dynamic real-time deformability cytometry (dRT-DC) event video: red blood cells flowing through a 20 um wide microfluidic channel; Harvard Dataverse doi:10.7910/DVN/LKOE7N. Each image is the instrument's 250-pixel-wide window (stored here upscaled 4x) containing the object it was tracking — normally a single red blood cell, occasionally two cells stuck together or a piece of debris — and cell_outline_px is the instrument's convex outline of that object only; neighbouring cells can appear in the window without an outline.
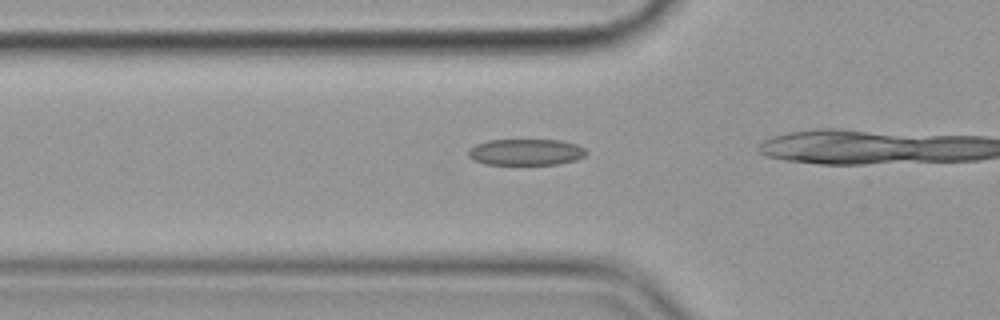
{"species": "common noctule bat (a hibernating species)", "species_latin": "Nyctalus noctula", "temperature_condition": "cold", "stored_images_in_passage": 23, "camera_frame_rate_fps": 3000, "um_per_image_px": 0.085, "animal": {"sex": "female", "body_mass_g": 19.9}, "frame": {"image": 1, "passage_image": 14, "time_ms": 4.333, "image_size_px": [1000, 320], "cell_outline_px": [[588, 152], [584, 156], [576, 160], [556, 164], [484, 164], [472, 160], [468, 156], [468, 152], [476, 144], [488, 140], [560, 140], [576, 144], [584, 148]], "centroid_in_image_um": [44.7, 12.93], "position_along_channel_um": 81.1, "area_um2": 18.03}}
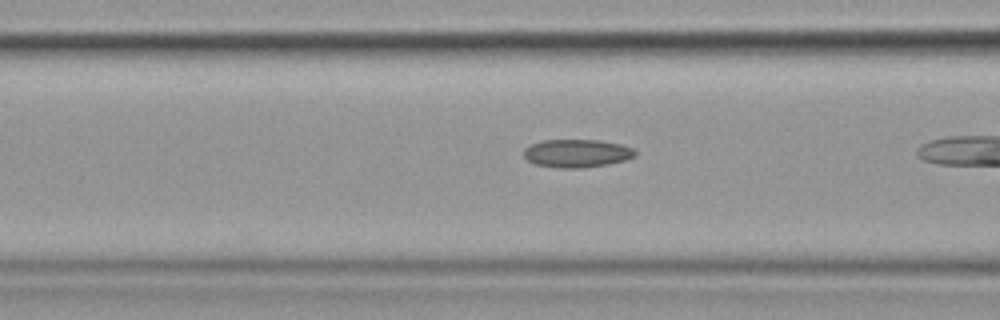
{"frame": {"image": 2, "passage_image": 17, "time_ms": 5.333, "image_size_px": [1000, 320], "cell_outline_px": [[636, 156], [624, 160], [608, 164], [584, 168], [560, 168], [536, 164], [528, 160], [524, 156], [524, 148], [532, 144], [544, 140], [600, 140], [620, 144], [632, 148], [636, 152]], "centroid_in_image_um": [49.04, 13.03], "position_along_channel_um": 117.6, "area_um2": 18.15}}
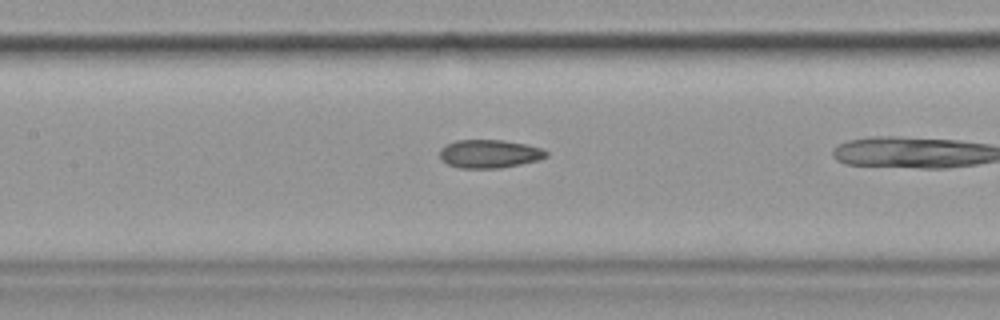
{"frame": {"image": 3, "passage_image": 21, "time_ms": 6.667, "image_size_px": [1000, 320], "cell_outline_px": [[548, 156], [540, 160], [500, 168], [460, 168], [448, 164], [440, 160], [440, 148], [456, 140], [504, 140], [544, 148], [548, 152]], "centroid_in_image_um": [41.62, 13.07], "position_along_channel_um": 165.8, "area_um2": 17.69}}